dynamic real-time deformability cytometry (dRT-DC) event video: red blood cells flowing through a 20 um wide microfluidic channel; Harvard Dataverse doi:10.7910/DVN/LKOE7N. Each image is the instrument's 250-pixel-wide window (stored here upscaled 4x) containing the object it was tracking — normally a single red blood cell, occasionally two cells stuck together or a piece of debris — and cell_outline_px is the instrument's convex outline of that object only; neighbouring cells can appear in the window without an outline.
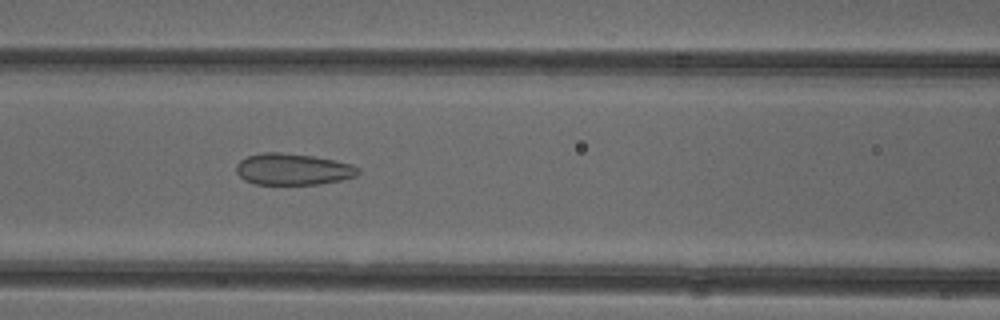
{"species": "common noctule bat (a hibernating species)", "species_latin": "Nyctalus noctula", "temperature_condition": "cold", "stored_images_in_passage": 52, "camera_frame_rate_fps": 3000, "um_per_image_px": 0.085, "animal": {"sex": "female"}, "frame": {"image": 1, "passage_image": 22, "time_ms": 7.0, "image_size_px": [1000, 320], "cell_outline_px": [[360, 172], [356, 176], [340, 180], [316, 184], [256, 184], [244, 180], [236, 172], [236, 164], [240, 160], [248, 156], [264, 152], [280, 152], [312, 156], [352, 164], [360, 168]], "centroid_in_image_um": [24.88, 14.38], "position_along_channel_um": 141.7, "area_um2": 22.25}}
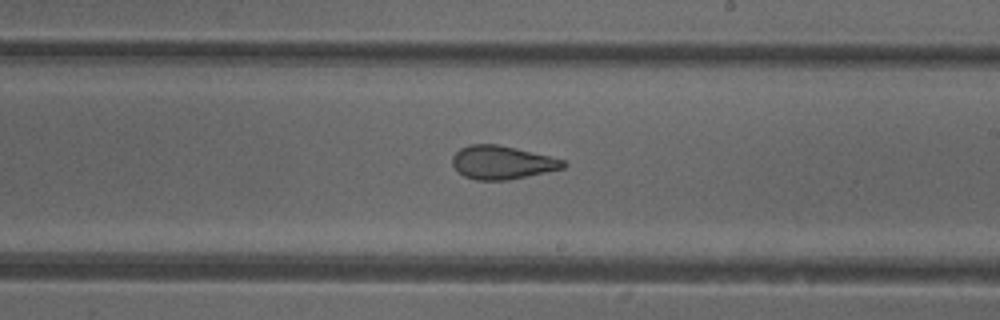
{"frame": {"image": 2, "passage_image": 30, "time_ms": 9.667, "image_size_px": [1000, 320], "cell_outline_px": [[568, 164], [564, 168], [508, 180], [476, 180], [464, 176], [452, 164], [452, 156], [460, 148], [468, 144], [496, 144], [516, 148], [564, 160]], "centroid_in_image_um": [42.66, 13.8], "position_along_channel_um": 246.3, "area_um2": 21.44}}
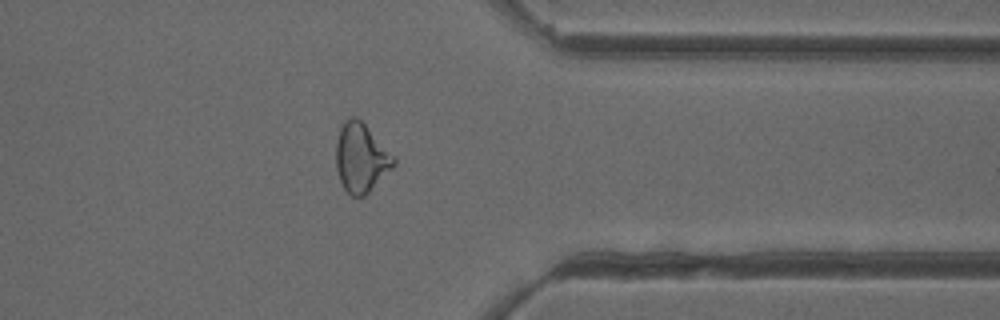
{"frame": {"image": 3, "passage_image": 41, "time_ms": 13.333, "image_size_px": [1000, 320], "cell_outline_px": [[396, 164], [364, 196], [352, 196], [344, 188], [340, 180], [336, 168], [336, 144], [340, 128], [344, 120], [352, 116], [356, 116], [364, 124], [396, 160]], "centroid_in_image_um": [30.65, 13.41], "position_along_channel_um": 380.7, "area_um2": 22.6}, "authors_computed_cell_mechanics": {"area_um2": 24.3049, "velocity_mm_per_s": 3.9164, "shape_relaxation_time_tau1_ms": null, "shape_relaxation_time_tau2_ms": 1.7891, "deformation_change_tau1": null, "deformation_change_tau2": 0.1012}}